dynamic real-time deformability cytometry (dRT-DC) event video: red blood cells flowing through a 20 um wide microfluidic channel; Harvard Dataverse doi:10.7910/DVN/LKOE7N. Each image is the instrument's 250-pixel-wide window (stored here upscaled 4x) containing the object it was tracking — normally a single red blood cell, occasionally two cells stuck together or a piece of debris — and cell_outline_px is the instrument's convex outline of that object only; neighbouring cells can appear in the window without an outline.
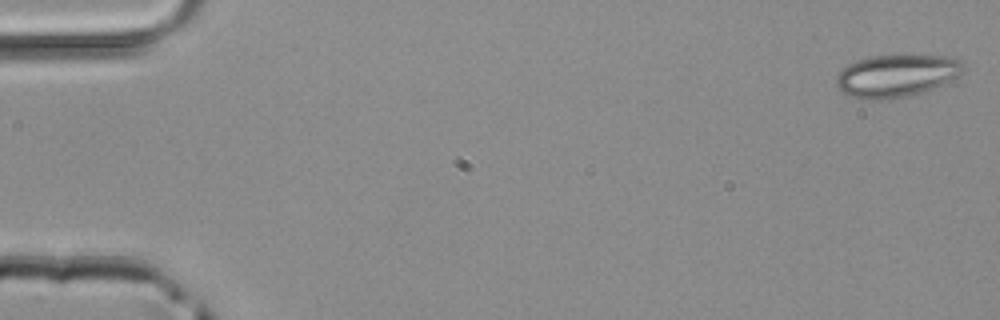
{"species": "common noctule bat (a hibernating species)", "species_latin": "Nyctalus noctula", "temperature_condition": "room temperature", "stored_images_in_passage": 47, "camera_frame_rate_fps": 3000, "um_per_image_px": 0.085, "animal": {"sex": "male", "body_mass_g": 20.4}, "frame": {"image": 1, "passage_image": 1, "time_ms": 0.0, "image_size_px": [1000, 320], "cell_outline_px": [[964, 72], [960, 76], [924, 92], [908, 96], [880, 100], [868, 100], [852, 96], [840, 92], [836, 84], [836, 76], [848, 64], [856, 60], [868, 56], [904, 52], [952, 56], [960, 60], [964, 64]], "centroid_in_image_um": [76.25, 6.37], "position_along_channel_um": 8.8, "area_um2": 32.77}}
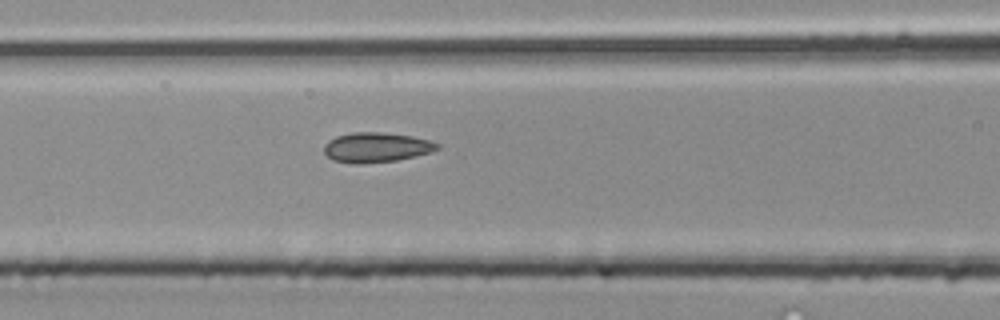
{"frame": {"image": 2, "passage_image": 20, "time_ms": 6.333, "image_size_px": [1000, 320], "cell_outline_px": [[440, 148], [416, 156], [396, 160], [360, 164], [352, 164], [332, 160], [324, 152], [324, 144], [328, 140], [336, 136], [352, 132], [380, 132], [412, 136], [428, 140], [440, 144]], "centroid_in_image_um": [31.95, 12.53], "position_along_channel_um": 134.7, "area_um2": 19.71}}
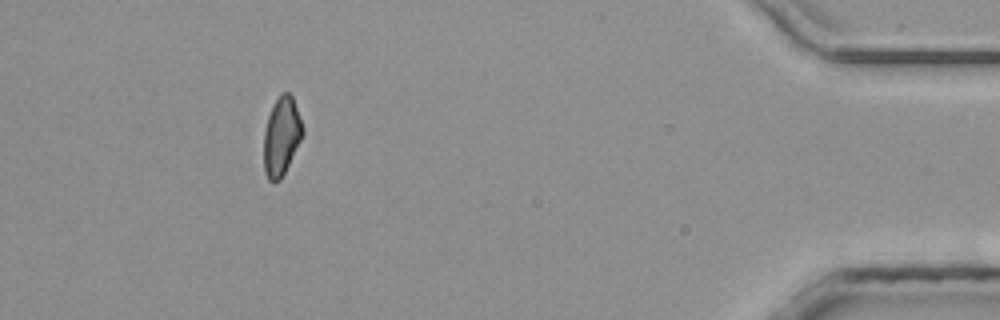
{"frame": {"image": 3, "passage_image": 43, "time_ms": 14.0, "image_size_px": [1000, 320], "cell_outline_px": [[304, 132], [280, 180], [268, 180], [264, 172], [264, 132], [268, 116], [280, 92], [288, 92], [292, 96], [304, 128]], "centroid_in_image_um": [23.92, 11.56], "position_along_channel_um": 411.3, "area_um2": 17.4}}